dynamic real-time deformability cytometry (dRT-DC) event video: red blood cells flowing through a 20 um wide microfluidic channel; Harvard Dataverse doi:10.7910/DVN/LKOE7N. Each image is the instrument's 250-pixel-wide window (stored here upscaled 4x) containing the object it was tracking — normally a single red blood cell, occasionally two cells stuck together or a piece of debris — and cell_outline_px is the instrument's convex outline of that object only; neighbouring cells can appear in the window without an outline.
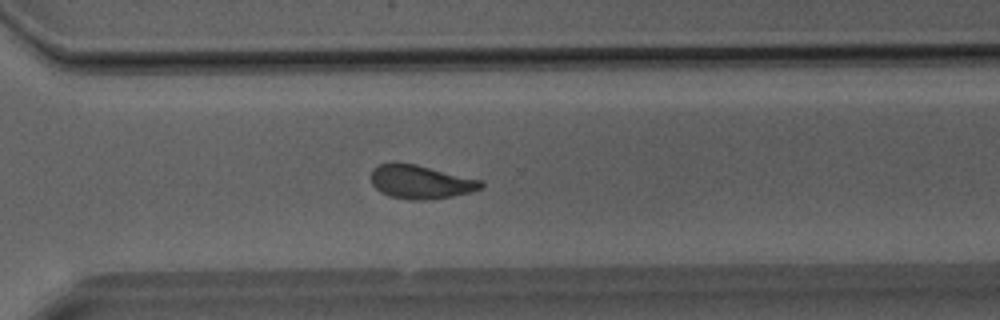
{"species": "Egyptian fruit bat (a non-hibernating species)", "species_latin": "Rousettus aegyptiacus", "temperature_condition": "room temperature", "stored_images_in_passage": 40, "camera_frame_rate_fps": 3000, "um_per_image_px": 0.085, "animal": {"sex": "male"}, "frame": {"image": 1, "passage_image": 29, "time_ms": 9.333, "image_size_px": [1000, 320], "cell_outline_px": [[484, 188], [452, 196], [424, 200], [408, 200], [388, 196], [380, 192], [372, 184], [372, 168], [380, 164], [416, 164], [484, 180]], "centroid_in_image_um": [35.79, 15.48], "position_along_channel_um": 334.8, "area_um2": 21.5}}
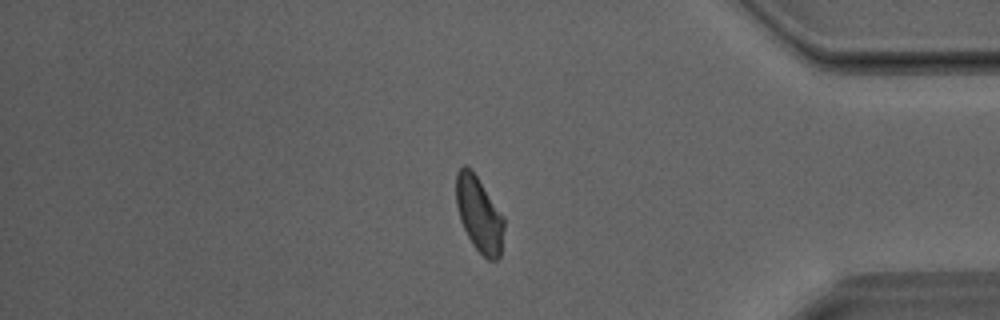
{"frame": {"image": 2, "passage_image": 34, "time_ms": 11.0, "image_size_px": [1000, 320], "cell_outline_px": [[504, 228], [500, 256], [496, 260], [488, 260], [472, 244], [460, 220], [456, 204], [456, 172], [464, 164], [472, 168], [504, 216]], "centroid_in_image_um": [40.72, 18.18], "position_along_channel_um": 394.5, "area_um2": 21.15}}
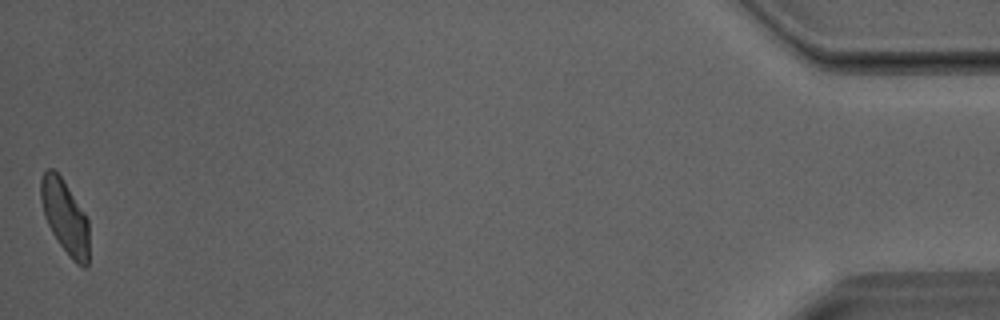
{"frame": {"image": 3, "passage_image": 40, "time_ms": 13.0, "image_size_px": [1000, 320], "cell_outline_px": [[88, 264], [84, 268], [76, 264], [68, 256], [52, 232], [44, 216], [40, 200], [40, 180], [44, 172], [48, 168], [52, 168], [60, 176], [84, 212], [88, 220]], "centroid_in_image_um": [5.51, 18.45], "position_along_channel_um": 429.7, "area_um2": 20.58}}